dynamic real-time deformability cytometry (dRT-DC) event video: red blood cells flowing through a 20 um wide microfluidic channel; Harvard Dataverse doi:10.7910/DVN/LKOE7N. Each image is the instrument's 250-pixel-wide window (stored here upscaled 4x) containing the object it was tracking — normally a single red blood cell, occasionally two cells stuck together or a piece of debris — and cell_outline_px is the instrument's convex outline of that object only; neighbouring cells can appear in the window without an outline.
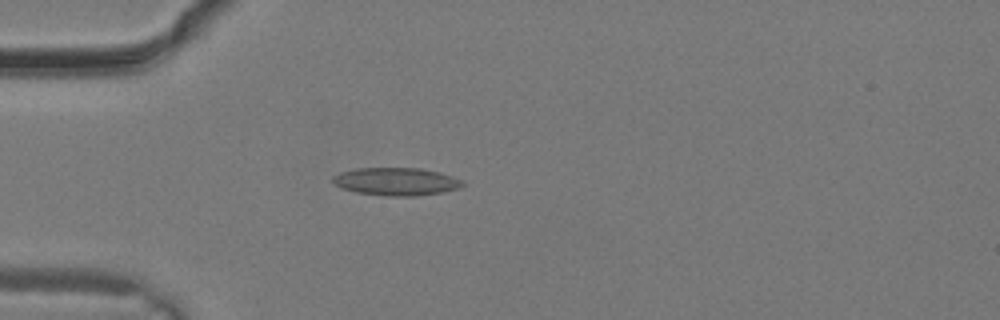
{"species": "common noctule bat (a hibernating species)", "species_latin": "Nyctalus noctula", "temperature_condition": "warm", "stored_images_in_passage": 10, "camera_frame_rate_fps": 3000, "um_per_image_px": 0.085, "animal": {"sex": "male", "body_mass_g": 19.2, "forearm_length_mm": 51.8}, "frame": {"image": 1, "passage_image": 4, "time_ms": 1.0, "image_size_px": [1000, 320], "cell_outline_px": [[464, 184], [460, 188], [444, 192], [416, 196], [388, 196], [356, 192], [340, 188], [332, 180], [332, 176], [340, 172], [356, 168], [420, 168], [440, 172], [452, 176], [460, 180]], "centroid_in_image_um": [33.67, 15.43], "position_along_channel_um": 51.3, "area_um2": 21.1}}
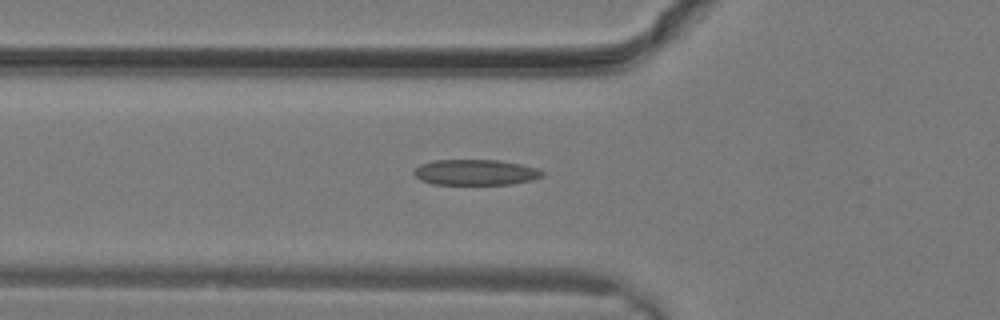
{"frame": {"image": 2, "passage_image": 6, "time_ms": 1.667, "image_size_px": [1000, 320], "cell_outline_px": [[544, 176], [532, 180], [512, 184], [432, 184], [420, 180], [412, 172], [420, 164], [432, 160], [496, 160], [520, 164], [540, 168], [544, 172]], "centroid_in_image_um": [40.43, 14.65], "position_along_channel_um": 85.4, "area_um2": 19.31}}
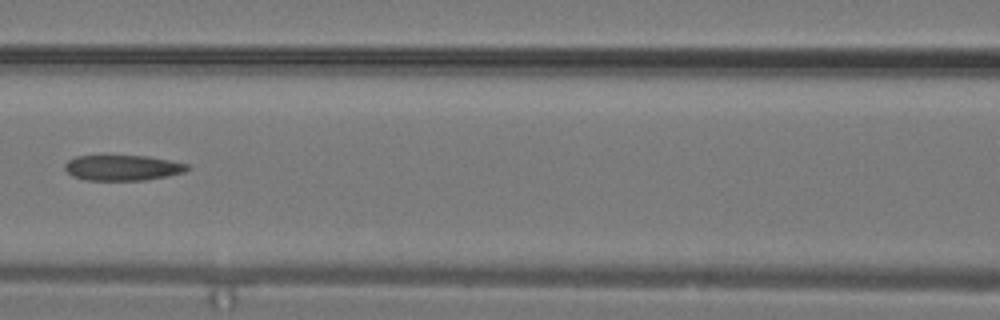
{"frame": {"image": 3, "passage_image": 9, "time_ms": 2.667, "image_size_px": [1000, 320], "cell_outline_px": [[188, 168], [184, 172], [168, 176], [144, 180], [84, 180], [72, 176], [64, 168], [64, 164], [68, 160], [76, 156], [148, 156], [188, 164]], "centroid_in_image_um": [10.39, 14.26], "position_along_channel_um": 156.2, "area_um2": 18.09}}